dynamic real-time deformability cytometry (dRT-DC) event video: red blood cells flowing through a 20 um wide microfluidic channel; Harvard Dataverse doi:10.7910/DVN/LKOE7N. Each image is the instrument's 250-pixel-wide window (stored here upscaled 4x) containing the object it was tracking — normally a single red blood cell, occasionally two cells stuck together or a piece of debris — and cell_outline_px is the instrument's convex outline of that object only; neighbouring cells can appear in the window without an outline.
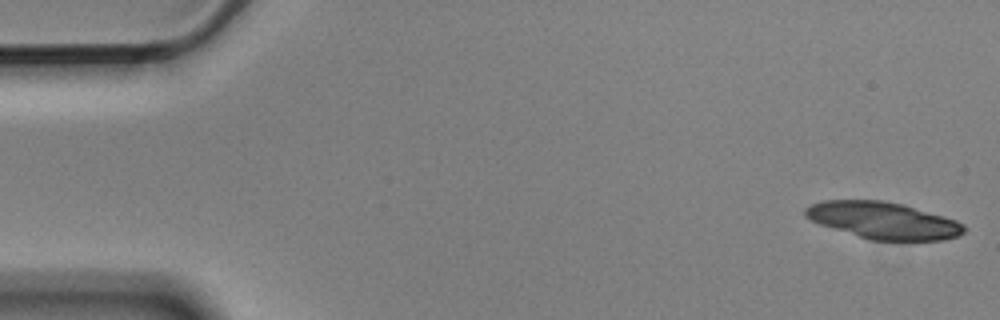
{"species": "Egyptian fruit bat (a non-hibernating species)", "species_latin": "Rousettus aegyptiacus", "temperature_condition": "cold", "stored_images_in_passage": 5, "camera_frame_rate_fps": 3000, "um_per_image_px": 0.085, "animal": {"sex": "male"}, "frame": {"image": 1, "passage_image": 1, "time_ms": 0.0, "image_size_px": [1000, 320], "cell_outline_px": [[968, 228], [960, 236], [944, 240], [868, 240], [820, 224], [804, 216], [804, 208], [820, 200], [884, 200], [904, 204], [956, 220], [964, 224]], "centroid_in_image_um": [75.09, 18.73], "position_along_channel_um": 9.9, "area_um2": 34.33}}